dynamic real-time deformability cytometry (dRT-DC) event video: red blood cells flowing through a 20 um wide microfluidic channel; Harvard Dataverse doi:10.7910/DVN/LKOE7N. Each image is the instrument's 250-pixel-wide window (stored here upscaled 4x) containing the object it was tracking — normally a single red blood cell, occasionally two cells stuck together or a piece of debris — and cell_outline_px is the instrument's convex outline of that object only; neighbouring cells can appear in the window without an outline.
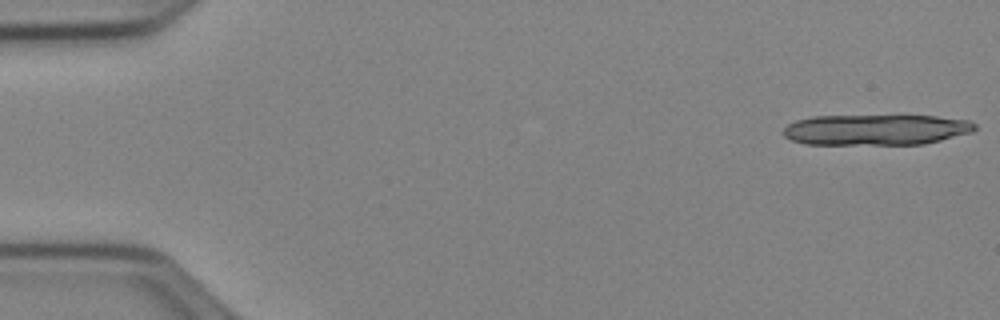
{"species": "Egyptian fruit bat (a non-hibernating species)", "species_latin": "Rousettus aegyptiacus", "temperature_condition": "cold", "stored_images_in_passage": 38, "segment_of_instrument_passage": [1, 2], "camera_frame_rate_fps": 3000, "um_per_image_px": 0.085, "animal": {"sex": "female"}, "frame": {"image": 1, "passage_image": 1, "time_ms": 0.0, "image_size_px": [1000, 320], "cell_outline_px": [[976, 128], [972, 132], [924, 144], [804, 144], [792, 140], [784, 136], [784, 128], [788, 124], [796, 120], [812, 116], [936, 116], [968, 120], [976, 124]], "centroid_in_image_um": [74.45, 11.02], "position_along_channel_um": 10.6, "area_um2": 34.16}}